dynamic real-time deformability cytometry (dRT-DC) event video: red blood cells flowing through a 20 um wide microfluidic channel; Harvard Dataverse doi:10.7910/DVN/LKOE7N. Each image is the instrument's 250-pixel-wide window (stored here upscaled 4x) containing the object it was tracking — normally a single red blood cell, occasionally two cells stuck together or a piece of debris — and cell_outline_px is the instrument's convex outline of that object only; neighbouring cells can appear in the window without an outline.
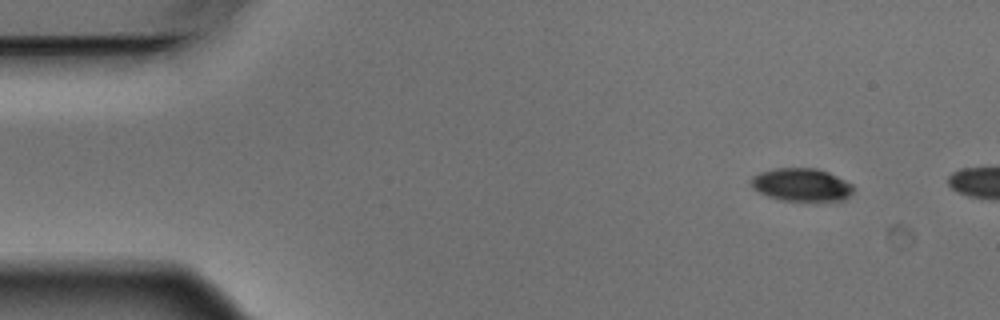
{"species": "Egyptian fruit bat (a non-hibernating species)", "species_latin": "Rousettus aegyptiacus", "temperature_condition": "warm", "stored_images_in_passage": 2, "camera_frame_rate_fps": 3000, "um_per_image_px": 0.085, "animal": {"sex": "male"}, "frame": {"image": 1, "passage_image": 1, "time_ms": 0.0, "image_size_px": [1000, 320], "cell_outline_px": [[856, 188], [844, 200], [780, 200], [768, 196], [752, 188], [752, 176], [760, 172], [772, 168], [816, 168], [828, 172], [852, 184]], "centroid_in_image_um": [68.12, 15.69], "position_along_channel_um": 16.9, "area_um2": 19.48}}